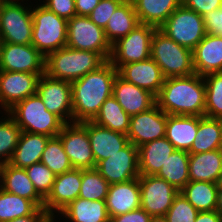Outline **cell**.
<instances>
[{
    "mask_svg": "<svg viewBox=\"0 0 222 222\" xmlns=\"http://www.w3.org/2000/svg\"><path fill=\"white\" fill-rule=\"evenodd\" d=\"M118 70L109 60L96 70L71 82L73 123L92 121L102 104L112 96Z\"/></svg>",
    "mask_w": 222,
    "mask_h": 222,
    "instance_id": "cell-1",
    "label": "cell"
},
{
    "mask_svg": "<svg viewBox=\"0 0 222 222\" xmlns=\"http://www.w3.org/2000/svg\"><path fill=\"white\" fill-rule=\"evenodd\" d=\"M206 88L203 76L192 74L165 78L156 104L167 115H205Z\"/></svg>",
    "mask_w": 222,
    "mask_h": 222,
    "instance_id": "cell-2",
    "label": "cell"
},
{
    "mask_svg": "<svg viewBox=\"0 0 222 222\" xmlns=\"http://www.w3.org/2000/svg\"><path fill=\"white\" fill-rule=\"evenodd\" d=\"M104 62L97 52L66 46L45 57V74L50 78L72 82L96 70Z\"/></svg>",
    "mask_w": 222,
    "mask_h": 222,
    "instance_id": "cell-3",
    "label": "cell"
},
{
    "mask_svg": "<svg viewBox=\"0 0 222 222\" xmlns=\"http://www.w3.org/2000/svg\"><path fill=\"white\" fill-rule=\"evenodd\" d=\"M20 127L21 131L55 137L65 123L49 112L41 97L36 93L16 103L6 112Z\"/></svg>",
    "mask_w": 222,
    "mask_h": 222,
    "instance_id": "cell-4",
    "label": "cell"
},
{
    "mask_svg": "<svg viewBox=\"0 0 222 222\" xmlns=\"http://www.w3.org/2000/svg\"><path fill=\"white\" fill-rule=\"evenodd\" d=\"M34 2L32 45L46 57L49 53L66 47L68 20L53 13L39 0Z\"/></svg>",
    "mask_w": 222,
    "mask_h": 222,
    "instance_id": "cell-5",
    "label": "cell"
},
{
    "mask_svg": "<svg viewBox=\"0 0 222 222\" xmlns=\"http://www.w3.org/2000/svg\"><path fill=\"white\" fill-rule=\"evenodd\" d=\"M150 58L160 67L165 78L195 74L192 50L177 44L159 28L152 37Z\"/></svg>",
    "mask_w": 222,
    "mask_h": 222,
    "instance_id": "cell-6",
    "label": "cell"
},
{
    "mask_svg": "<svg viewBox=\"0 0 222 222\" xmlns=\"http://www.w3.org/2000/svg\"><path fill=\"white\" fill-rule=\"evenodd\" d=\"M32 3L25 1H2L0 36L2 42L32 44Z\"/></svg>",
    "mask_w": 222,
    "mask_h": 222,
    "instance_id": "cell-7",
    "label": "cell"
},
{
    "mask_svg": "<svg viewBox=\"0 0 222 222\" xmlns=\"http://www.w3.org/2000/svg\"><path fill=\"white\" fill-rule=\"evenodd\" d=\"M157 27L138 24L127 36L112 44L109 61L119 70L123 65L150 58L151 41Z\"/></svg>",
    "mask_w": 222,
    "mask_h": 222,
    "instance_id": "cell-8",
    "label": "cell"
},
{
    "mask_svg": "<svg viewBox=\"0 0 222 222\" xmlns=\"http://www.w3.org/2000/svg\"><path fill=\"white\" fill-rule=\"evenodd\" d=\"M159 29L177 44L190 50L206 36L203 17L183 5L179 6Z\"/></svg>",
    "mask_w": 222,
    "mask_h": 222,
    "instance_id": "cell-9",
    "label": "cell"
},
{
    "mask_svg": "<svg viewBox=\"0 0 222 222\" xmlns=\"http://www.w3.org/2000/svg\"><path fill=\"white\" fill-rule=\"evenodd\" d=\"M67 47L97 52L105 61L109 60L112 45L103 28L97 26L88 16H73L68 20Z\"/></svg>",
    "mask_w": 222,
    "mask_h": 222,
    "instance_id": "cell-10",
    "label": "cell"
},
{
    "mask_svg": "<svg viewBox=\"0 0 222 222\" xmlns=\"http://www.w3.org/2000/svg\"><path fill=\"white\" fill-rule=\"evenodd\" d=\"M37 94L49 112L57 115L65 124L73 123L71 82L43 74L37 84Z\"/></svg>",
    "mask_w": 222,
    "mask_h": 222,
    "instance_id": "cell-11",
    "label": "cell"
},
{
    "mask_svg": "<svg viewBox=\"0 0 222 222\" xmlns=\"http://www.w3.org/2000/svg\"><path fill=\"white\" fill-rule=\"evenodd\" d=\"M138 179L141 208L150 216H165L180 191L155 175H140Z\"/></svg>",
    "mask_w": 222,
    "mask_h": 222,
    "instance_id": "cell-12",
    "label": "cell"
},
{
    "mask_svg": "<svg viewBox=\"0 0 222 222\" xmlns=\"http://www.w3.org/2000/svg\"><path fill=\"white\" fill-rule=\"evenodd\" d=\"M0 70L45 74V56L32 44L20 45L2 42Z\"/></svg>",
    "mask_w": 222,
    "mask_h": 222,
    "instance_id": "cell-13",
    "label": "cell"
},
{
    "mask_svg": "<svg viewBox=\"0 0 222 222\" xmlns=\"http://www.w3.org/2000/svg\"><path fill=\"white\" fill-rule=\"evenodd\" d=\"M57 136L73 168L83 170L96 168L88 132L80 123L65 124Z\"/></svg>",
    "mask_w": 222,
    "mask_h": 222,
    "instance_id": "cell-14",
    "label": "cell"
},
{
    "mask_svg": "<svg viewBox=\"0 0 222 222\" xmlns=\"http://www.w3.org/2000/svg\"><path fill=\"white\" fill-rule=\"evenodd\" d=\"M96 169L110 185L139 178L138 148L129 142L114 155L101 160Z\"/></svg>",
    "mask_w": 222,
    "mask_h": 222,
    "instance_id": "cell-15",
    "label": "cell"
},
{
    "mask_svg": "<svg viewBox=\"0 0 222 222\" xmlns=\"http://www.w3.org/2000/svg\"><path fill=\"white\" fill-rule=\"evenodd\" d=\"M41 75L0 70V113L7 112L16 103L37 93Z\"/></svg>",
    "mask_w": 222,
    "mask_h": 222,
    "instance_id": "cell-16",
    "label": "cell"
},
{
    "mask_svg": "<svg viewBox=\"0 0 222 222\" xmlns=\"http://www.w3.org/2000/svg\"><path fill=\"white\" fill-rule=\"evenodd\" d=\"M167 114L157 104L149 110L131 116L127 133L129 142L137 148L147 142L165 137Z\"/></svg>",
    "mask_w": 222,
    "mask_h": 222,
    "instance_id": "cell-17",
    "label": "cell"
},
{
    "mask_svg": "<svg viewBox=\"0 0 222 222\" xmlns=\"http://www.w3.org/2000/svg\"><path fill=\"white\" fill-rule=\"evenodd\" d=\"M81 185V169L72 168L57 175L50 194L44 200V210L54 219L79 197Z\"/></svg>",
    "mask_w": 222,
    "mask_h": 222,
    "instance_id": "cell-18",
    "label": "cell"
},
{
    "mask_svg": "<svg viewBox=\"0 0 222 222\" xmlns=\"http://www.w3.org/2000/svg\"><path fill=\"white\" fill-rule=\"evenodd\" d=\"M88 132V137L95 159V165L124 148L129 139L127 135L97 125L92 121L80 123Z\"/></svg>",
    "mask_w": 222,
    "mask_h": 222,
    "instance_id": "cell-19",
    "label": "cell"
},
{
    "mask_svg": "<svg viewBox=\"0 0 222 222\" xmlns=\"http://www.w3.org/2000/svg\"><path fill=\"white\" fill-rule=\"evenodd\" d=\"M118 74L131 84L152 93L155 97L159 94L165 81L160 67L152 58L125 64L118 70Z\"/></svg>",
    "mask_w": 222,
    "mask_h": 222,
    "instance_id": "cell-20",
    "label": "cell"
},
{
    "mask_svg": "<svg viewBox=\"0 0 222 222\" xmlns=\"http://www.w3.org/2000/svg\"><path fill=\"white\" fill-rule=\"evenodd\" d=\"M112 96L130 117L147 111L156 104V97L152 93L131 84L119 74L114 80Z\"/></svg>",
    "mask_w": 222,
    "mask_h": 222,
    "instance_id": "cell-21",
    "label": "cell"
},
{
    "mask_svg": "<svg viewBox=\"0 0 222 222\" xmlns=\"http://www.w3.org/2000/svg\"><path fill=\"white\" fill-rule=\"evenodd\" d=\"M105 201L110 218L139 209L141 207L139 179L110 185Z\"/></svg>",
    "mask_w": 222,
    "mask_h": 222,
    "instance_id": "cell-22",
    "label": "cell"
},
{
    "mask_svg": "<svg viewBox=\"0 0 222 222\" xmlns=\"http://www.w3.org/2000/svg\"><path fill=\"white\" fill-rule=\"evenodd\" d=\"M195 74L205 76L222 72V37L206 34L192 50Z\"/></svg>",
    "mask_w": 222,
    "mask_h": 222,
    "instance_id": "cell-23",
    "label": "cell"
},
{
    "mask_svg": "<svg viewBox=\"0 0 222 222\" xmlns=\"http://www.w3.org/2000/svg\"><path fill=\"white\" fill-rule=\"evenodd\" d=\"M0 188L32 200L39 208L44 209V199L37 193L23 168H16L9 163L0 165Z\"/></svg>",
    "mask_w": 222,
    "mask_h": 222,
    "instance_id": "cell-24",
    "label": "cell"
},
{
    "mask_svg": "<svg viewBox=\"0 0 222 222\" xmlns=\"http://www.w3.org/2000/svg\"><path fill=\"white\" fill-rule=\"evenodd\" d=\"M53 220L54 222H110V216L106 201H89L78 197Z\"/></svg>",
    "mask_w": 222,
    "mask_h": 222,
    "instance_id": "cell-25",
    "label": "cell"
},
{
    "mask_svg": "<svg viewBox=\"0 0 222 222\" xmlns=\"http://www.w3.org/2000/svg\"><path fill=\"white\" fill-rule=\"evenodd\" d=\"M199 116L167 115L165 137L178 150L189 151L198 131Z\"/></svg>",
    "mask_w": 222,
    "mask_h": 222,
    "instance_id": "cell-26",
    "label": "cell"
},
{
    "mask_svg": "<svg viewBox=\"0 0 222 222\" xmlns=\"http://www.w3.org/2000/svg\"><path fill=\"white\" fill-rule=\"evenodd\" d=\"M175 147L166 138L156 139L138 147L140 175H156Z\"/></svg>",
    "mask_w": 222,
    "mask_h": 222,
    "instance_id": "cell-27",
    "label": "cell"
},
{
    "mask_svg": "<svg viewBox=\"0 0 222 222\" xmlns=\"http://www.w3.org/2000/svg\"><path fill=\"white\" fill-rule=\"evenodd\" d=\"M49 138V136L44 134H33L22 131L9 164L16 168L25 169L39 163Z\"/></svg>",
    "mask_w": 222,
    "mask_h": 222,
    "instance_id": "cell-28",
    "label": "cell"
},
{
    "mask_svg": "<svg viewBox=\"0 0 222 222\" xmlns=\"http://www.w3.org/2000/svg\"><path fill=\"white\" fill-rule=\"evenodd\" d=\"M222 171V149L189 154L190 181L216 183Z\"/></svg>",
    "mask_w": 222,
    "mask_h": 222,
    "instance_id": "cell-29",
    "label": "cell"
},
{
    "mask_svg": "<svg viewBox=\"0 0 222 222\" xmlns=\"http://www.w3.org/2000/svg\"><path fill=\"white\" fill-rule=\"evenodd\" d=\"M182 5V0H136L133 2L138 20L159 28Z\"/></svg>",
    "mask_w": 222,
    "mask_h": 222,
    "instance_id": "cell-30",
    "label": "cell"
},
{
    "mask_svg": "<svg viewBox=\"0 0 222 222\" xmlns=\"http://www.w3.org/2000/svg\"><path fill=\"white\" fill-rule=\"evenodd\" d=\"M222 119L199 116L198 131L189 154L222 149Z\"/></svg>",
    "mask_w": 222,
    "mask_h": 222,
    "instance_id": "cell-31",
    "label": "cell"
},
{
    "mask_svg": "<svg viewBox=\"0 0 222 222\" xmlns=\"http://www.w3.org/2000/svg\"><path fill=\"white\" fill-rule=\"evenodd\" d=\"M140 24L133 3L123 2L111 15L104 28L106 38L112 45L119 38L127 36Z\"/></svg>",
    "mask_w": 222,
    "mask_h": 222,
    "instance_id": "cell-32",
    "label": "cell"
},
{
    "mask_svg": "<svg viewBox=\"0 0 222 222\" xmlns=\"http://www.w3.org/2000/svg\"><path fill=\"white\" fill-rule=\"evenodd\" d=\"M155 176L180 191L190 181L188 151L175 149Z\"/></svg>",
    "mask_w": 222,
    "mask_h": 222,
    "instance_id": "cell-33",
    "label": "cell"
},
{
    "mask_svg": "<svg viewBox=\"0 0 222 222\" xmlns=\"http://www.w3.org/2000/svg\"><path fill=\"white\" fill-rule=\"evenodd\" d=\"M217 192L216 183L204 181H189L180 190V193L199 212L216 210Z\"/></svg>",
    "mask_w": 222,
    "mask_h": 222,
    "instance_id": "cell-34",
    "label": "cell"
},
{
    "mask_svg": "<svg viewBox=\"0 0 222 222\" xmlns=\"http://www.w3.org/2000/svg\"><path fill=\"white\" fill-rule=\"evenodd\" d=\"M130 118L117 100L113 96H110L102 104L100 111L92 122L127 135L130 127Z\"/></svg>",
    "mask_w": 222,
    "mask_h": 222,
    "instance_id": "cell-35",
    "label": "cell"
},
{
    "mask_svg": "<svg viewBox=\"0 0 222 222\" xmlns=\"http://www.w3.org/2000/svg\"><path fill=\"white\" fill-rule=\"evenodd\" d=\"M39 207L32 201L0 188V222L32 215Z\"/></svg>",
    "mask_w": 222,
    "mask_h": 222,
    "instance_id": "cell-36",
    "label": "cell"
},
{
    "mask_svg": "<svg viewBox=\"0 0 222 222\" xmlns=\"http://www.w3.org/2000/svg\"><path fill=\"white\" fill-rule=\"evenodd\" d=\"M0 114V165H3L10 162L22 131L6 112Z\"/></svg>",
    "mask_w": 222,
    "mask_h": 222,
    "instance_id": "cell-37",
    "label": "cell"
},
{
    "mask_svg": "<svg viewBox=\"0 0 222 222\" xmlns=\"http://www.w3.org/2000/svg\"><path fill=\"white\" fill-rule=\"evenodd\" d=\"M81 189L79 198L89 201H105L110 184L97 169H81Z\"/></svg>",
    "mask_w": 222,
    "mask_h": 222,
    "instance_id": "cell-38",
    "label": "cell"
},
{
    "mask_svg": "<svg viewBox=\"0 0 222 222\" xmlns=\"http://www.w3.org/2000/svg\"><path fill=\"white\" fill-rule=\"evenodd\" d=\"M40 162L46 165L56 176L73 168L58 136L48 139Z\"/></svg>",
    "mask_w": 222,
    "mask_h": 222,
    "instance_id": "cell-39",
    "label": "cell"
},
{
    "mask_svg": "<svg viewBox=\"0 0 222 222\" xmlns=\"http://www.w3.org/2000/svg\"><path fill=\"white\" fill-rule=\"evenodd\" d=\"M206 88V117L222 119V72L207 74L203 77Z\"/></svg>",
    "mask_w": 222,
    "mask_h": 222,
    "instance_id": "cell-40",
    "label": "cell"
},
{
    "mask_svg": "<svg viewBox=\"0 0 222 222\" xmlns=\"http://www.w3.org/2000/svg\"><path fill=\"white\" fill-rule=\"evenodd\" d=\"M25 170L35 190L45 200L53 188L56 175L41 162L26 167Z\"/></svg>",
    "mask_w": 222,
    "mask_h": 222,
    "instance_id": "cell-41",
    "label": "cell"
},
{
    "mask_svg": "<svg viewBox=\"0 0 222 222\" xmlns=\"http://www.w3.org/2000/svg\"><path fill=\"white\" fill-rule=\"evenodd\" d=\"M198 210L179 192L165 214L168 222H195Z\"/></svg>",
    "mask_w": 222,
    "mask_h": 222,
    "instance_id": "cell-42",
    "label": "cell"
},
{
    "mask_svg": "<svg viewBox=\"0 0 222 222\" xmlns=\"http://www.w3.org/2000/svg\"><path fill=\"white\" fill-rule=\"evenodd\" d=\"M123 3L122 0H100L99 4L88 15L97 26L105 28L113 12Z\"/></svg>",
    "mask_w": 222,
    "mask_h": 222,
    "instance_id": "cell-43",
    "label": "cell"
},
{
    "mask_svg": "<svg viewBox=\"0 0 222 222\" xmlns=\"http://www.w3.org/2000/svg\"><path fill=\"white\" fill-rule=\"evenodd\" d=\"M53 13L66 20L76 16L75 0H39Z\"/></svg>",
    "mask_w": 222,
    "mask_h": 222,
    "instance_id": "cell-44",
    "label": "cell"
},
{
    "mask_svg": "<svg viewBox=\"0 0 222 222\" xmlns=\"http://www.w3.org/2000/svg\"><path fill=\"white\" fill-rule=\"evenodd\" d=\"M206 34L222 37V7L202 16Z\"/></svg>",
    "mask_w": 222,
    "mask_h": 222,
    "instance_id": "cell-45",
    "label": "cell"
},
{
    "mask_svg": "<svg viewBox=\"0 0 222 222\" xmlns=\"http://www.w3.org/2000/svg\"><path fill=\"white\" fill-rule=\"evenodd\" d=\"M182 5L203 16L222 7V0H182Z\"/></svg>",
    "mask_w": 222,
    "mask_h": 222,
    "instance_id": "cell-46",
    "label": "cell"
},
{
    "mask_svg": "<svg viewBox=\"0 0 222 222\" xmlns=\"http://www.w3.org/2000/svg\"><path fill=\"white\" fill-rule=\"evenodd\" d=\"M151 216L141 207L139 209L130 211L110 218V222H149Z\"/></svg>",
    "mask_w": 222,
    "mask_h": 222,
    "instance_id": "cell-47",
    "label": "cell"
},
{
    "mask_svg": "<svg viewBox=\"0 0 222 222\" xmlns=\"http://www.w3.org/2000/svg\"><path fill=\"white\" fill-rule=\"evenodd\" d=\"M10 222H54L53 218L43 208H38L32 215L19 217Z\"/></svg>",
    "mask_w": 222,
    "mask_h": 222,
    "instance_id": "cell-48",
    "label": "cell"
},
{
    "mask_svg": "<svg viewBox=\"0 0 222 222\" xmlns=\"http://www.w3.org/2000/svg\"><path fill=\"white\" fill-rule=\"evenodd\" d=\"M99 2L100 0H75L77 16H88Z\"/></svg>",
    "mask_w": 222,
    "mask_h": 222,
    "instance_id": "cell-49",
    "label": "cell"
},
{
    "mask_svg": "<svg viewBox=\"0 0 222 222\" xmlns=\"http://www.w3.org/2000/svg\"><path fill=\"white\" fill-rule=\"evenodd\" d=\"M195 222H222V216L216 210L198 212Z\"/></svg>",
    "mask_w": 222,
    "mask_h": 222,
    "instance_id": "cell-50",
    "label": "cell"
},
{
    "mask_svg": "<svg viewBox=\"0 0 222 222\" xmlns=\"http://www.w3.org/2000/svg\"><path fill=\"white\" fill-rule=\"evenodd\" d=\"M216 211L222 216V187H218Z\"/></svg>",
    "mask_w": 222,
    "mask_h": 222,
    "instance_id": "cell-51",
    "label": "cell"
},
{
    "mask_svg": "<svg viewBox=\"0 0 222 222\" xmlns=\"http://www.w3.org/2000/svg\"><path fill=\"white\" fill-rule=\"evenodd\" d=\"M149 222H168L165 216H151Z\"/></svg>",
    "mask_w": 222,
    "mask_h": 222,
    "instance_id": "cell-52",
    "label": "cell"
},
{
    "mask_svg": "<svg viewBox=\"0 0 222 222\" xmlns=\"http://www.w3.org/2000/svg\"><path fill=\"white\" fill-rule=\"evenodd\" d=\"M216 185H217L218 187H222V171H221L220 174H219V177H218V180H217V182H216Z\"/></svg>",
    "mask_w": 222,
    "mask_h": 222,
    "instance_id": "cell-53",
    "label": "cell"
},
{
    "mask_svg": "<svg viewBox=\"0 0 222 222\" xmlns=\"http://www.w3.org/2000/svg\"><path fill=\"white\" fill-rule=\"evenodd\" d=\"M2 1H25V2H29L30 1V2H32L31 0H2Z\"/></svg>",
    "mask_w": 222,
    "mask_h": 222,
    "instance_id": "cell-54",
    "label": "cell"
},
{
    "mask_svg": "<svg viewBox=\"0 0 222 222\" xmlns=\"http://www.w3.org/2000/svg\"><path fill=\"white\" fill-rule=\"evenodd\" d=\"M123 2H126V3H133L134 1L136 0H122Z\"/></svg>",
    "mask_w": 222,
    "mask_h": 222,
    "instance_id": "cell-55",
    "label": "cell"
},
{
    "mask_svg": "<svg viewBox=\"0 0 222 222\" xmlns=\"http://www.w3.org/2000/svg\"><path fill=\"white\" fill-rule=\"evenodd\" d=\"M1 45H2V39H1V36H0V52H1Z\"/></svg>",
    "mask_w": 222,
    "mask_h": 222,
    "instance_id": "cell-56",
    "label": "cell"
},
{
    "mask_svg": "<svg viewBox=\"0 0 222 222\" xmlns=\"http://www.w3.org/2000/svg\"><path fill=\"white\" fill-rule=\"evenodd\" d=\"M1 5H2V0H0V16H1Z\"/></svg>",
    "mask_w": 222,
    "mask_h": 222,
    "instance_id": "cell-57",
    "label": "cell"
}]
</instances>
